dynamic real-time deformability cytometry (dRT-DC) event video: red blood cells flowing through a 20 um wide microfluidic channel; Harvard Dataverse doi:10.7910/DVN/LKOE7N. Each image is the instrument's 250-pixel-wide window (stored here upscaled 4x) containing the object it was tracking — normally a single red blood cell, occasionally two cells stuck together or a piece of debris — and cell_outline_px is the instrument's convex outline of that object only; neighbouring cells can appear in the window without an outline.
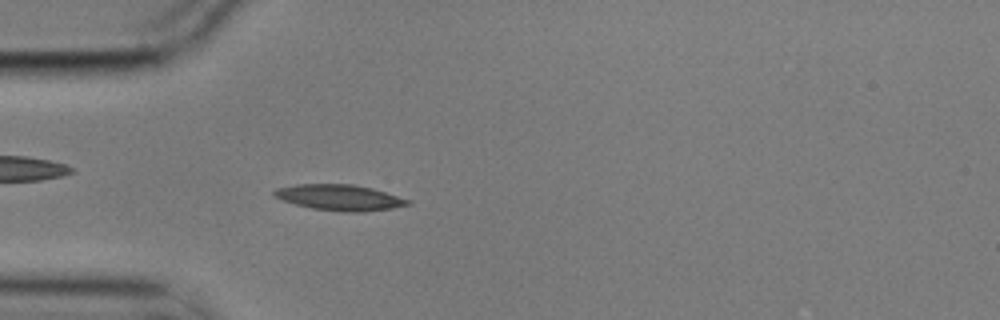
{"species": "common noctule bat (a hibernating species)", "species_latin": "Nyctalus noctula", "temperature_condition": "cold", "stored_images_in_passage": 5, "camera_frame_rate_fps": 3000, "um_per_image_px": 0.085, "animal": {"sex": "male", "body_mass_g": 17.9}, "frame": {"image": 1, "passage_image": 5, "time_ms": 1.333, "image_size_px": [1000, 320], "cell_outline_px": [[412, 204], [392, 208], [364, 212], [340, 212], [312, 208], [296, 204], [272, 196], [272, 192], [276, 188], [296, 184], [352, 184], [372, 188], [412, 200]], "centroid_in_image_um": [28.88, 16.79], "position_along_channel_um": 56.1, "area_um2": 20.23}}